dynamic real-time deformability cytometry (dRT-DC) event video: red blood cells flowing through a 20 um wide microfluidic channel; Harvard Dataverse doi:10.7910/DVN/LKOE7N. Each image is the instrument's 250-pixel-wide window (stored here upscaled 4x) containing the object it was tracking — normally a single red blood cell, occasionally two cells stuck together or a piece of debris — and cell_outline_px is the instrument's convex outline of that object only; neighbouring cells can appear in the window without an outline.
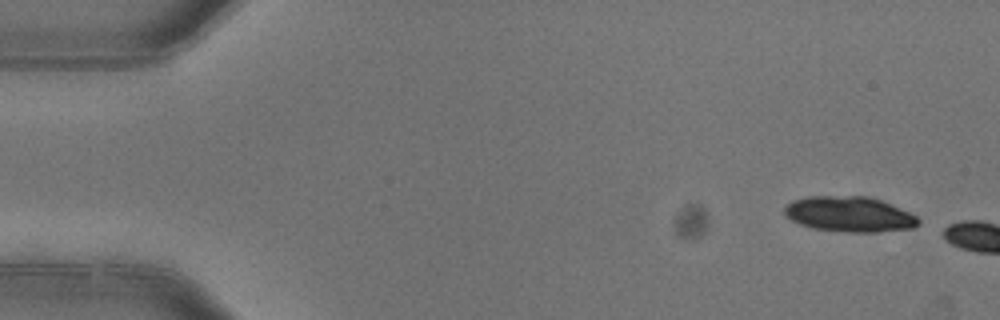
{"species": "common noctule bat (a hibernating species)", "species_latin": "Nyctalus noctula", "temperature_condition": "warm", "stored_images_in_passage": 2, "camera_frame_rate_fps": 3000, "um_per_image_px": 0.085, "animal": {"sex": "female"}, "frame": {"image": 1, "passage_image": 1, "time_ms": 0.0, "image_size_px": [1000, 320], "cell_outline_px": [[920, 224], [912, 228], [880, 232], [848, 232], [812, 228], [800, 224], [784, 216], [784, 208], [792, 200], [808, 196], [868, 196], [880, 200], [908, 212], [916, 216], [920, 220]], "centroid_in_image_um": [72.18, 18.21], "position_along_channel_um": 12.8, "area_um2": 27.57}}